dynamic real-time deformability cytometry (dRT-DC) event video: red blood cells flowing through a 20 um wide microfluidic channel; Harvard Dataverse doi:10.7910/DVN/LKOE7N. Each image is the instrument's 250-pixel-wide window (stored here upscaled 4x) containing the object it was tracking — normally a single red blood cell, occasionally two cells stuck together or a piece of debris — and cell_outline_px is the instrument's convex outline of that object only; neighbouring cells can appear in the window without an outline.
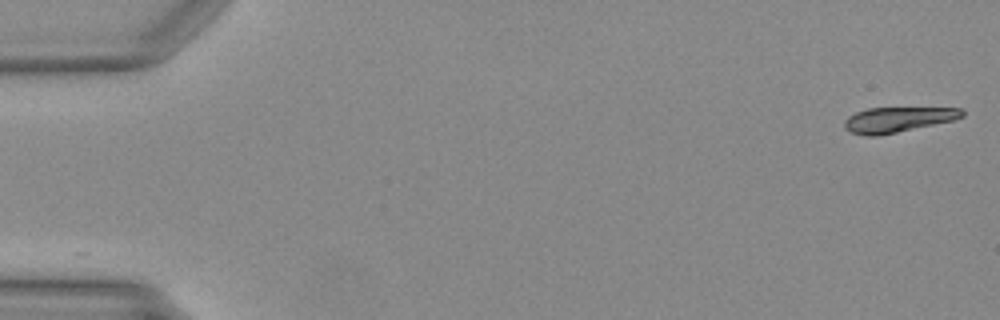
{"species": "Egyptian fruit bat (a non-hibernating species)", "species_latin": "Rousettus aegyptiacus", "temperature_condition": "warm", "stored_images_in_passage": 10, "camera_frame_rate_fps": 3000, "um_per_image_px": 0.085, "animal": {"sex": "female"}, "frame": {"image": 1, "passage_image": 1, "time_ms": 0.0, "image_size_px": [1000, 320], "cell_outline_px": [[964, 116], [952, 120], [896, 132], [876, 136], [868, 136], [852, 132], [844, 128], [844, 120], [848, 116], [856, 112], [868, 108], [960, 108], [964, 112]], "centroid_in_image_um": [76.27, 10.16], "position_along_channel_um": 8.7, "area_um2": 16.94}}